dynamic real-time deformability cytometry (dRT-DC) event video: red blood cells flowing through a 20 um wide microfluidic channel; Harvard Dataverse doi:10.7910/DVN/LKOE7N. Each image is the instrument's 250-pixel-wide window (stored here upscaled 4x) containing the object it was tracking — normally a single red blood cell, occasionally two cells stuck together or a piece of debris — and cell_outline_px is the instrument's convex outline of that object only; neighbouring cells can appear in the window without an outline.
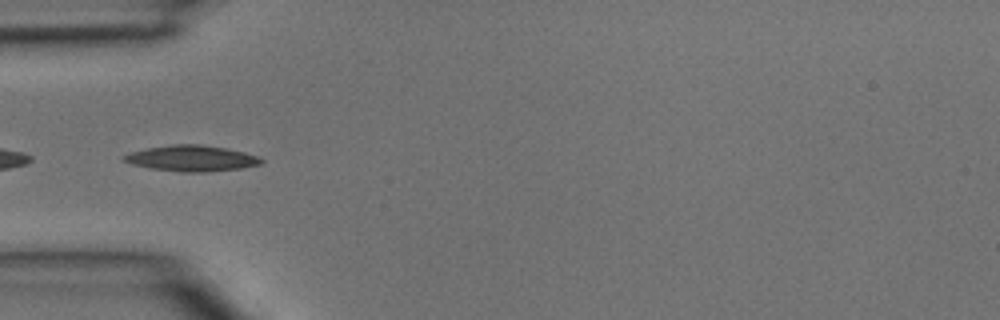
{"species": "common noctule bat (a hibernating species)", "species_latin": "Nyctalus noctula", "temperature_condition": "room temperature", "stored_images_in_passage": 4, "camera_frame_rate_fps": 3000, "um_per_image_px": 0.085, "animal": {"sex": "male", "body_mass_g": 15.6}, "frame": {"image": 1, "passage_image": 3, "time_ms": 0.667, "image_size_px": [1000, 320], "cell_outline_px": [[264, 164], [240, 168], [204, 172], [180, 172], [152, 168], [132, 164], [120, 160], [120, 156], [132, 152], [148, 148], [172, 144], [200, 144], [228, 148], [244, 152], [256, 156], [264, 160]], "centroid_in_image_um": [16.28, 13.45], "position_along_channel_um": 68.7, "area_um2": 20.75}}